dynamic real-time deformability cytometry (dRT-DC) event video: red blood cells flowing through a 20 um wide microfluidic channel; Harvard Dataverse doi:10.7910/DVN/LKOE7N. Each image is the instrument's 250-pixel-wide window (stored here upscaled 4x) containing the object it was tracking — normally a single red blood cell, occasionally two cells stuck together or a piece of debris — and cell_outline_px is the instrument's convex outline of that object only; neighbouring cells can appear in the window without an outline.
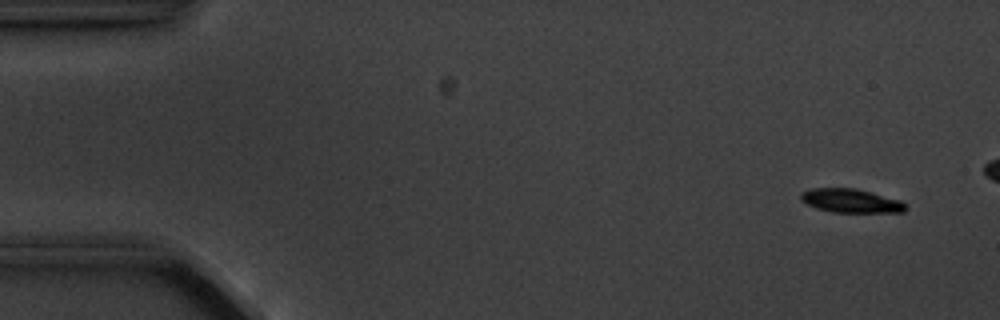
{"species": "common noctule bat (a hibernating species)", "species_latin": "Nyctalus noctula", "temperature_condition": "cold", "stored_images_in_passage": 5, "camera_frame_rate_fps": 3000, "um_per_image_px": 0.085, "animal": {"sex": "male", "body_mass_g": 20.1, "forearm_length_mm": 53.5}, "frame": {"image": 1, "passage_image": 1, "time_ms": 0.0, "image_size_px": [1000, 320], "cell_outline_px": [[908, 208], [904, 212], [832, 212], [816, 208], [800, 200], [800, 196], [804, 192], [812, 188], [856, 188], [900, 200]], "centroid_in_image_um": [72.33, 17.07], "position_along_channel_um": 12.7, "area_um2": 14.39}}